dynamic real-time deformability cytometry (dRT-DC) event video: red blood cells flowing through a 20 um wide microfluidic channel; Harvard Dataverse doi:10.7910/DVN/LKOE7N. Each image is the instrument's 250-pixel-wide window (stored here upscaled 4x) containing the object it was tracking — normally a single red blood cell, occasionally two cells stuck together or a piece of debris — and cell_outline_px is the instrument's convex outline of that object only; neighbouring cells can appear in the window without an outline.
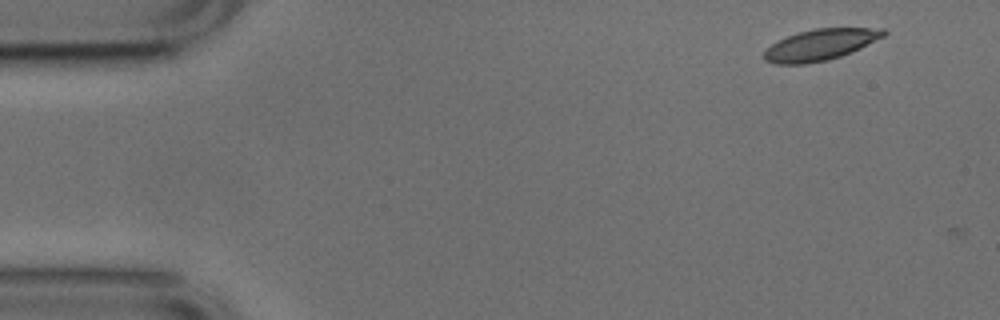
{"species": "common noctule bat (a hibernating species)", "species_latin": "Nyctalus noctula", "temperature_condition": "cold", "stored_images_in_passage": 3, "camera_frame_rate_fps": 3000, "um_per_image_px": 0.085, "animal": {"sex": "male", "body_mass_g": 17.9, "forearm_length_mm": 54.2}, "frame": {"image": 1, "passage_image": 1, "time_ms": 0.0, "image_size_px": [1000, 320], "cell_outline_px": [[888, 32], [884, 36], [852, 52], [828, 60], [804, 64], [776, 64], [764, 60], [764, 52], [772, 44], [788, 36], [800, 32], [816, 28], [884, 28]], "centroid_in_image_um": [69.75, 3.8], "position_along_channel_um": 15.2, "area_um2": 21.5}}